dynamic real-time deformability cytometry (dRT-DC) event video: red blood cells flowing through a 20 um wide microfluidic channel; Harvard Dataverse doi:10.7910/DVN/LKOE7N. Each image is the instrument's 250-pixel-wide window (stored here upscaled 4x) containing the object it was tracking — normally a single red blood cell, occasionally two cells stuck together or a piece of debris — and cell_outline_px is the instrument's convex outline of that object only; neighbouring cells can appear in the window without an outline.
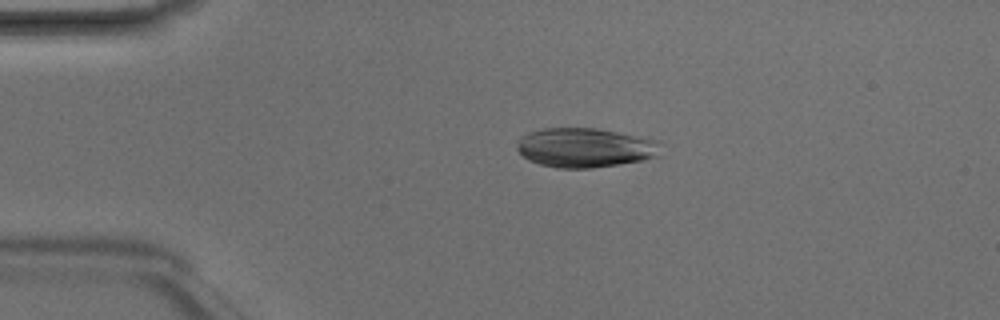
{"species": "Egyptian fruit bat (a non-hibernating species)", "species_latin": "Rousettus aegyptiacus", "temperature_condition": "room temperature", "stored_images_in_passage": 4, "camera_frame_rate_fps": 3000, "um_per_image_px": 0.085, "animal": {"sex": "male"}, "frame": {"image": 1, "passage_image": 3, "time_ms": 0.667, "image_size_px": [1000, 320], "cell_outline_px": [[656, 156], [644, 160], [620, 164], [592, 168], [556, 168], [540, 164], [528, 160], [516, 148], [516, 144], [528, 132], [540, 128], [596, 128], [656, 140]], "centroid_in_image_um": [49.64, 12.56], "position_along_channel_um": 35.4, "area_um2": 32.54}}